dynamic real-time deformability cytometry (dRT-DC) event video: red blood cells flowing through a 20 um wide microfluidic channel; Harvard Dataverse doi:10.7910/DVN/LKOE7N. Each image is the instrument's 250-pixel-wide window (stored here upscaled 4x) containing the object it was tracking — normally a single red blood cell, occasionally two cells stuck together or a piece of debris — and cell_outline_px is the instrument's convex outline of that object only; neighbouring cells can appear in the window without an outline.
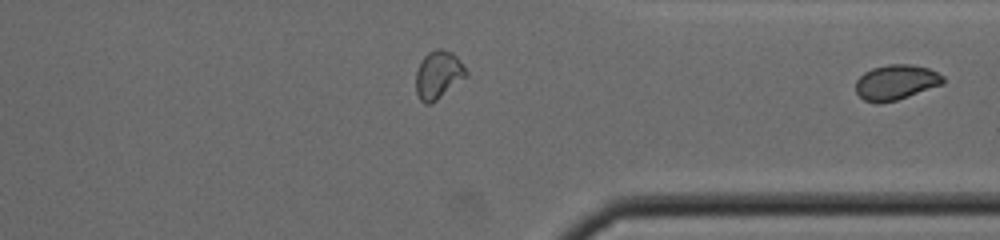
{"species": "common noctule bat (a hibernating species)", "species_latin": "Nyctalus noctula", "temperature_condition": "cold", "stored_images_in_passage": 29, "segment_of_instrument_passage": [2, 2], "camera_frame_rate_fps": 3000, "um_per_image_px": 0.085, "animal": {"sex": "male", "body_mass_g": 19.0, "forearm_length_mm": 50.8}, "frame": {"image": 1, "passage_image": 29, "time_ms": 9.333, "image_size_px": [1000, 240], "cell_outline_px": [[944, 84], [896, 100], [876, 104], [864, 100], [856, 92], [856, 80], [864, 72], [872, 68], [888, 64], [912, 64], [928, 68], [944, 76]], "centroid_in_image_um": [76.15, 6.99], "position_along_channel_um": 335.2, "area_um2": 17.92}}